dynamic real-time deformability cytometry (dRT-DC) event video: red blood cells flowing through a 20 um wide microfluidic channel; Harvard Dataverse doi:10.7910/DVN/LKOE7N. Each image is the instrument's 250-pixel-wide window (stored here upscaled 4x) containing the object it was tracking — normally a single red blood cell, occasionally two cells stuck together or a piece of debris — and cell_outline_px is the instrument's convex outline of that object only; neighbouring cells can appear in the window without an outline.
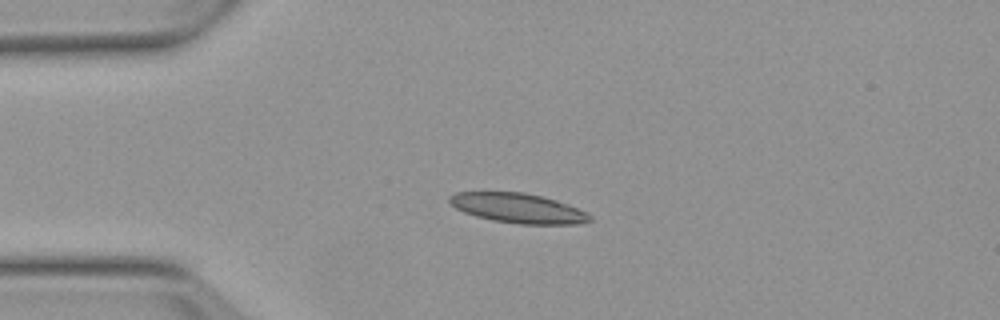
{"species": "Egyptian fruit bat (a non-hibernating species)", "species_latin": "Rousettus aegyptiacus", "temperature_condition": "warm", "stored_images_in_passage": 6, "camera_frame_rate_fps": 3000, "um_per_image_px": 0.085, "animal": {"sex": "female"}, "frame": {"image": 1, "passage_image": 3, "time_ms": 2.333, "image_size_px": [1000, 320], "cell_outline_px": [[592, 220], [580, 224], [520, 224], [492, 220], [476, 216], [464, 212], [456, 208], [448, 200], [448, 196], [456, 192], [524, 192], [556, 200], [568, 204], [588, 212], [592, 216]], "centroid_in_image_um": [44.06, 17.69], "position_along_channel_um": 40.9, "area_um2": 24.33}}
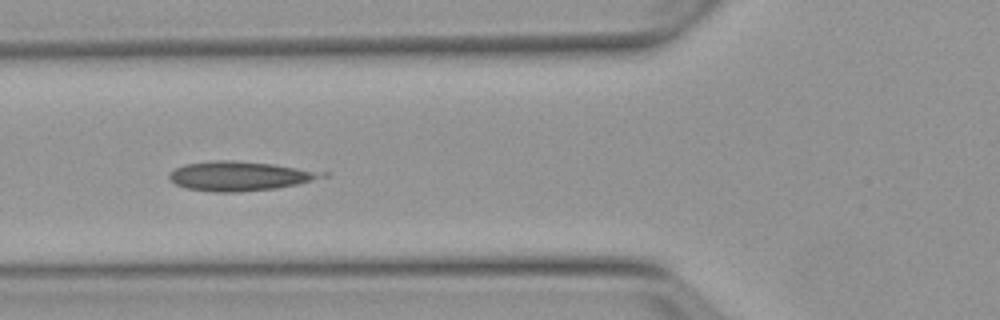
{"frame": {"image": 2, "passage_image": 5, "time_ms": 4.667, "image_size_px": [1000, 320], "cell_outline_px": [[328, 176], [296, 184], [276, 188], [236, 192], [212, 192], [188, 188], [176, 184], [168, 176], [176, 168], [184, 164], [216, 160], [232, 160], [272, 164], [328, 172]], "centroid_in_image_um": [20.4, 14.96], "position_along_channel_um": 105.4, "area_um2": 25.89}}
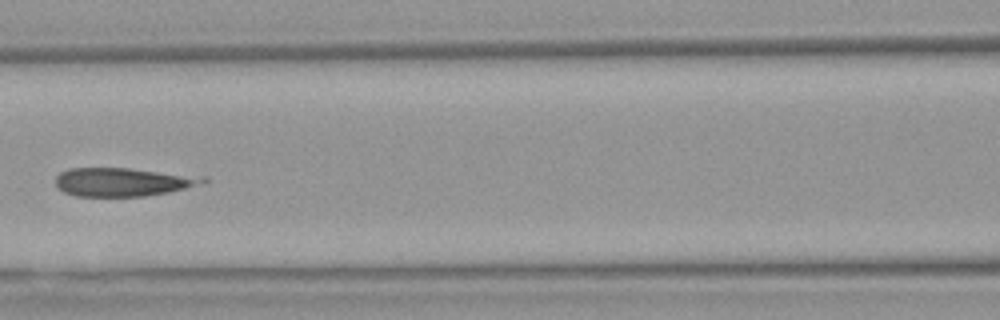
{"frame": {"image": 3, "passage_image": 6, "time_ms": 6.0, "image_size_px": [1000, 320], "cell_outline_px": [[208, 180], [184, 188], [168, 192], [144, 196], [76, 196], [64, 192], [56, 184], [56, 176], [60, 172], [68, 168], [128, 168], [208, 176]], "centroid_in_image_um": [10.43, 15.45], "position_along_channel_um": 156.2, "area_um2": 24.39}}